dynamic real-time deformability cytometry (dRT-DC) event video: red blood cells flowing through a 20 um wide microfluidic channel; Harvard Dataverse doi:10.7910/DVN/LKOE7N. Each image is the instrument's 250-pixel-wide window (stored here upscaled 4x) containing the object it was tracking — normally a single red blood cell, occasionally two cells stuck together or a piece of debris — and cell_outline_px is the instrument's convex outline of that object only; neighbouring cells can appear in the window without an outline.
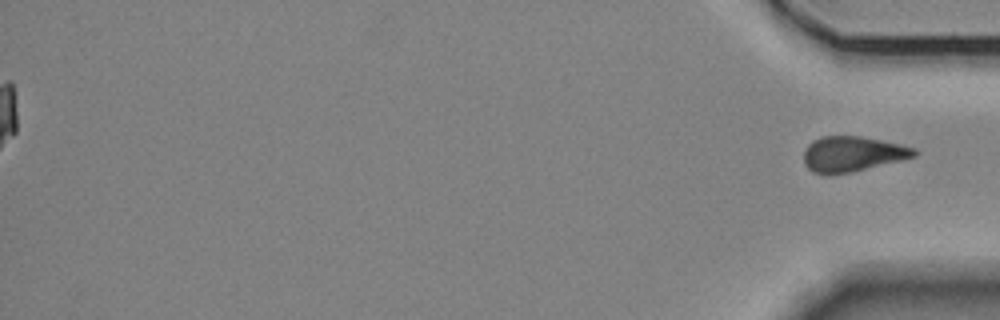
{"species": "Egyptian fruit bat (a non-hibernating species)", "species_latin": "Rousettus aegyptiacus", "temperature_condition": "room temperature", "stored_images_in_passage": 40, "segment_of_instrument_passage": [2, 2], "camera_frame_rate_fps": 3000, "um_per_image_px": 0.085, "animal": {"sex": "female"}, "frame": {"image": 1, "passage_image": 40, "time_ms": 13.0, "image_size_px": [1000, 320], "cell_outline_px": [[916, 156], [852, 172], [828, 176], [812, 172], [804, 164], [804, 152], [808, 144], [812, 140], [820, 136], [860, 136], [900, 144], [916, 148]], "centroid_in_image_um": [72.4, 13.1], "position_along_channel_um": 362.8, "area_um2": 22.83}}